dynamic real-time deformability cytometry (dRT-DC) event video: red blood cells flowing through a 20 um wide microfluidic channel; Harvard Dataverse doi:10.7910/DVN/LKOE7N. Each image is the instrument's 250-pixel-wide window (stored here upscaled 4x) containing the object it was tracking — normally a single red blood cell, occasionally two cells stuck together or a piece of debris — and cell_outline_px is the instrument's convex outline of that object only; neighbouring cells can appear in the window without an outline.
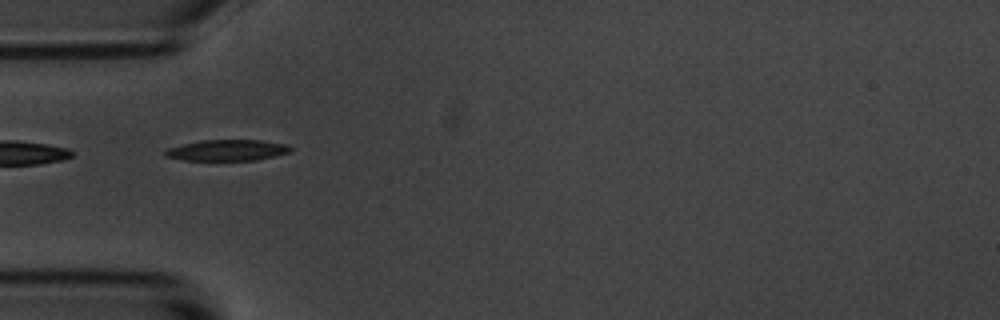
{"species": "common noctule bat (a hibernating species)", "species_latin": "Nyctalus noctula", "temperature_condition": "room temperature", "stored_images_in_passage": 5, "segment_of_instrument_passage": [2, 2], "camera_frame_rate_fps": 3000, "um_per_image_px": 0.085, "animal": {"sex": "male", "body_mass_g": 20.1, "forearm_length_mm": 53.5}, "frame": {"image": 1, "passage_image": 2, "time_ms": 2.0, "image_size_px": [1000, 320], "cell_outline_px": [[292, 148], [288, 152], [256, 160], [184, 160], [164, 156], [164, 152], [168, 148], [200, 140], [260, 140], [284, 144]], "centroid_in_image_um": [19.26, 12.77], "position_along_channel_um": 65.7, "area_um2": 15.09}}
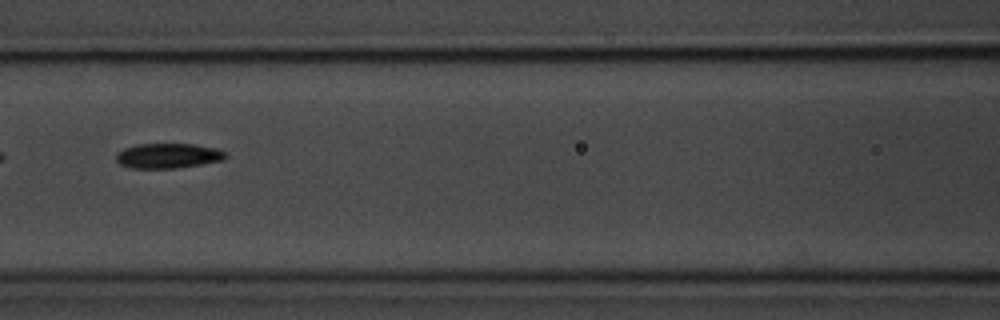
{"frame": {"image": 2, "passage_image": 4, "time_ms": 4.333, "image_size_px": [1000, 320], "cell_outline_px": [[228, 156], [224, 160], [176, 168], [132, 168], [120, 164], [116, 160], [116, 152], [124, 148], [136, 144], [196, 144], [216, 148], [228, 152]], "centroid_in_image_um": [14.31, 13.23], "position_along_channel_um": 152.3, "area_um2": 16.07}}
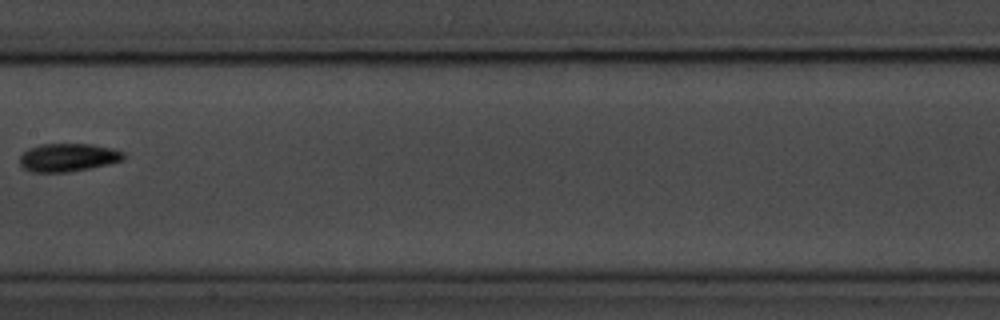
{"frame": {"image": 3, "passage_image": 5, "time_ms": 5.667, "image_size_px": [1000, 320], "cell_outline_px": [[124, 160], [108, 164], [68, 172], [32, 172], [24, 168], [20, 164], [20, 156], [28, 148], [40, 144], [92, 144], [112, 148], [124, 152]], "centroid_in_image_um": [5.78, 13.38], "position_along_channel_um": 201.6, "area_um2": 16.99}}